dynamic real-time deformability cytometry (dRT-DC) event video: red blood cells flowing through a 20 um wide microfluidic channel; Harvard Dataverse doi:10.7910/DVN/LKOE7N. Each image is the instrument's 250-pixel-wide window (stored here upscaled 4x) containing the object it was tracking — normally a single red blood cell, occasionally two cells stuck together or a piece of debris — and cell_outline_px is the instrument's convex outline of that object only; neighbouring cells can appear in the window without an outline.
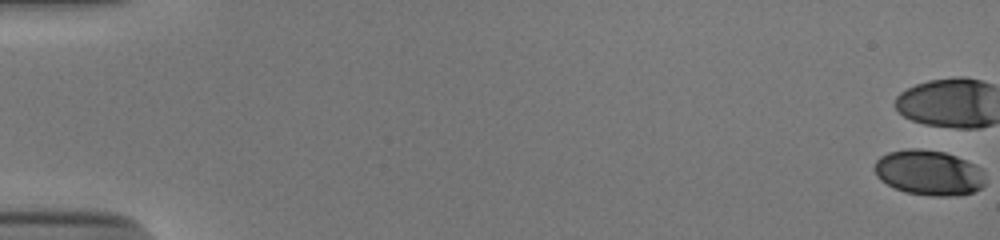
{"species": "human", "species_latin": "Homo sapiens", "temperature_condition": "cold", "stored_images_in_passage": 44, "camera_frame_rate_fps": 3000, "um_per_image_px": 0.085, "donor": {"sex": "male"}, "frame": {"image": 1, "passage_image": 1, "time_ms": 0.0, "image_size_px": [1000, 240], "cell_outline_px": [[984, 184], [980, 188], [972, 192], [956, 196], [932, 196], [904, 192], [880, 180], [876, 176], [872, 168], [876, 160], [880, 156], [888, 152], [908, 148], [920, 148], [944, 152], [956, 156], [976, 164], [984, 172]], "centroid_in_image_um": [78.93, 14.67], "position_along_channel_um": 6.1, "area_um2": 29.48}}